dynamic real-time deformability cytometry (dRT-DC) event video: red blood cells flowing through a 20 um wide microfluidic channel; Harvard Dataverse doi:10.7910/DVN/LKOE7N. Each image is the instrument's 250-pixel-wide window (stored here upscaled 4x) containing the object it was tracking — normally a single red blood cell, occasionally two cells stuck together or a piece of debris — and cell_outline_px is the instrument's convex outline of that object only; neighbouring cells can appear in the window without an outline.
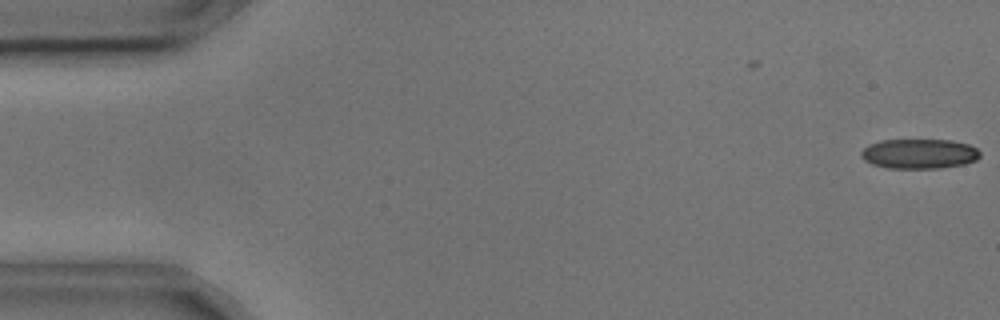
{"species": "common noctule bat (a hibernating species)", "species_latin": "Nyctalus noctula", "temperature_condition": "cold", "stored_images_in_passage": 2, "camera_frame_rate_fps": 3000, "um_per_image_px": 0.085, "animal": {"sex": "male", "body_mass_g": 17.9, "forearm_length_mm": 54.2}, "frame": {"image": 1, "passage_image": 2, "time_ms": 0.333, "image_size_px": [1000, 320], "cell_outline_px": [[980, 156], [976, 160], [964, 164], [940, 168], [888, 168], [872, 164], [864, 160], [860, 156], [860, 152], [868, 144], [880, 140], [952, 140], [968, 144], [976, 148], [980, 152]], "centroid_in_image_um": [78.11, 13.07], "position_along_channel_um": 6.9, "area_um2": 20.75}}